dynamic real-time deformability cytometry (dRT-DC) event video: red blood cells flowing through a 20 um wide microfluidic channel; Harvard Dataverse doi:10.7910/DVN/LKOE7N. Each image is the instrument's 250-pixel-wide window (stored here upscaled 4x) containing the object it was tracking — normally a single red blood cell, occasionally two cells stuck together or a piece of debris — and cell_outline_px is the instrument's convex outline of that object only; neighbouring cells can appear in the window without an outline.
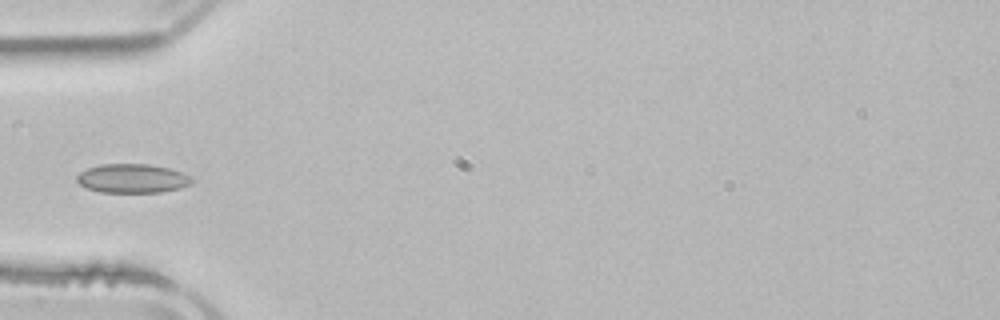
{"species": "common noctule bat (a hibernating species)", "species_latin": "Nyctalus noctula", "temperature_condition": "room temperature", "stored_images_in_passage": 3, "camera_frame_rate_fps": 3000, "um_per_image_px": 0.085, "animal": {"sex": "male", "body_mass_g": 21.5, "forearm_length_mm": 52.0}, "frame": {"image": 1, "passage_image": 3, "time_ms": 4.333, "image_size_px": [1000, 320], "cell_outline_px": [[192, 180], [188, 184], [180, 188], [160, 192], [100, 192], [88, 188], [80, 184], [76, 180], [76, 176], [80, 172], [88, 168], [100, 164], [148, 164], [168, 168], [192, 176]], "centroid_in_image_um": [11.22, 15.16], "position_along_channel_um": 73.8, "area_um2": 19.25}}